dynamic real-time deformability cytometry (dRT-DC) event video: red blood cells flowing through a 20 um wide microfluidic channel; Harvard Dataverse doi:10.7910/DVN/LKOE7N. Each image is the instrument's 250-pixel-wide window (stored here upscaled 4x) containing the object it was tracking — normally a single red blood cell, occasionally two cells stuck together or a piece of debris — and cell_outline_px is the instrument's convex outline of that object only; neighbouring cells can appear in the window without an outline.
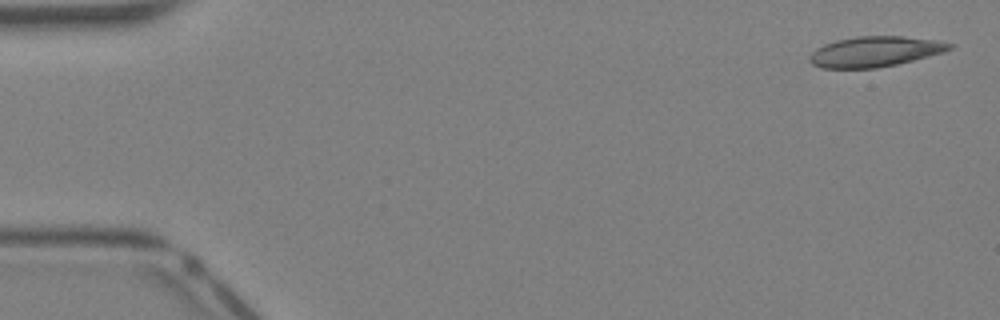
{"species": "Egyptian fruit bat (a non-hibernating species)", "species_latin": "Rousettus aegyptiacus", "temperature_condition": "warm", "stored_images_in_passage": 34, "camera_frame_rate_fps": 3000, "um_per_image_px": 0.085, "animal": {"sex": "female"}, "frame": {"image": 1, "passage_image": 1, "time_ms": 0.0, "image_size_px": [1000, 320], "cell_outline_px": [[956, 44], [952, 48], [944, 52], [896, 64], [876, 68], [820, 68], [812, 64], [808, 60], [808, 56], [816, 48], [824, 44], [836, 40], [856, 36], [900, 36], [936, 40]], "centroid_in_image_um": [74.34, 4.38], "position_along_channel_um": 10.7, "area_um2": 24.8}}
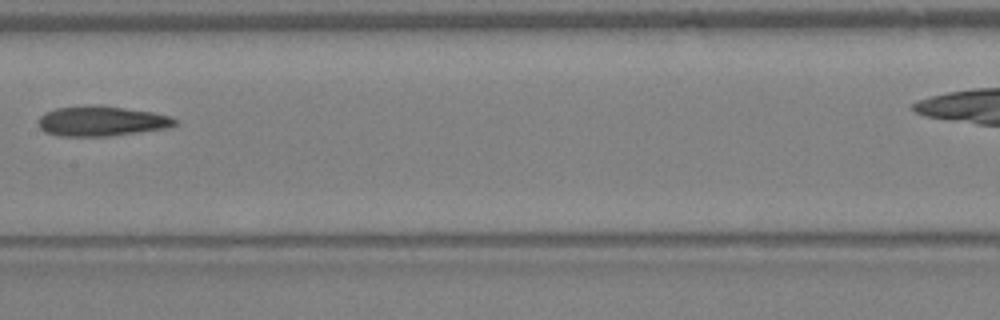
{"frame": {"image": 2, "passage_image": 20, "time_ms": 6.333, "image_size_px": [1000, 320], "cell_outline_px": [[180, 124], [168, 128], [108, 136], [60, 136], [44, 132], [36, 124], [36, 120], [44, 112], [56, 108], [92, 104], [96, 104], [152, 112], [172, 116]], "centroid_in_image_um": [8.6, 10.29], "position_along_channel_um": 198.8, "area_um2": 24.28}}
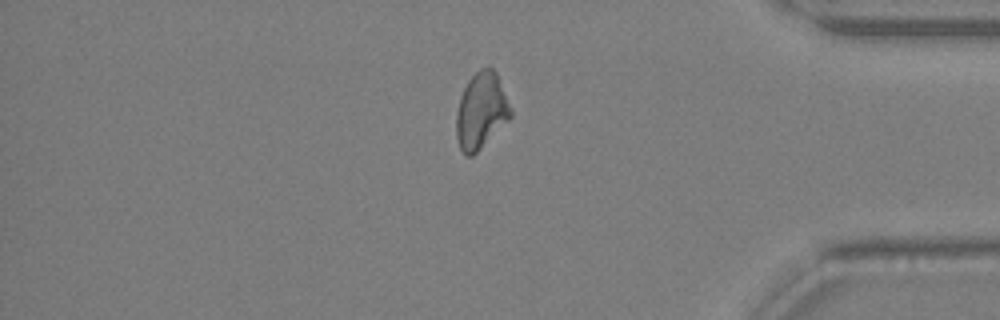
{"frame": {"image": 3, "passage_image": 33, "time_ms": 10.667, "image_size_px": [1000, 320], "cell_outline_px": [[512, 116], [472, 156], [464, 156], [460, 148], [456, 136], [456, 112], [460, 96], [468, 80], [480, 68], [488, 64], [496, 72], [512, 112]], "centroid_in_image_um": [40.87, 9.4], "position_along_channel_um": 394.3, "area_um2": 23.93}}